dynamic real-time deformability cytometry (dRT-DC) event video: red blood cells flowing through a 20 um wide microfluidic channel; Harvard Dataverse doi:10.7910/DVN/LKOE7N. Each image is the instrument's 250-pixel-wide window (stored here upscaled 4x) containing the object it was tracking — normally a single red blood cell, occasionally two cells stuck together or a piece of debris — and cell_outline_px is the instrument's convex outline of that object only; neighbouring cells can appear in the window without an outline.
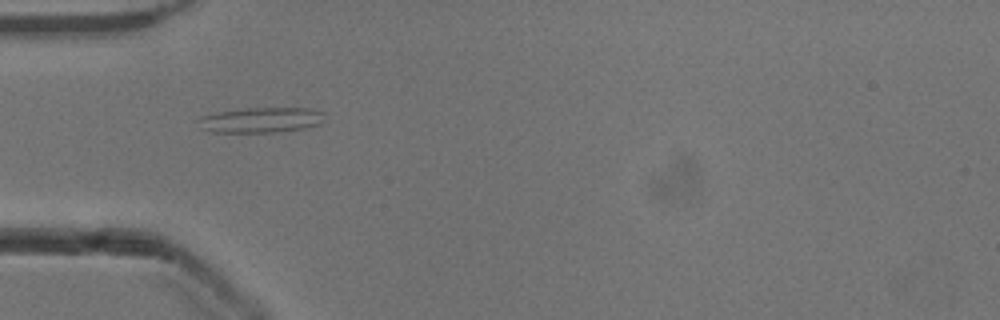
{"species": "common noctule bat (a hibernating species)", "species_latin": "Nyctalus noctula", "temperature_condition": "cold", "stored_images_in_passage": 37, "segment_of_instrument_passage": [1, 2], "camera_frame_rate_fps": 3000, "um_per_image_px": 0.085, "animal": {"sex": "male", "body_mass_g": 13.3}, "frame": {"image": 1, "passage_image": 1, "time_ms": 0.0, "image_size_px": [1000, 320], "cell_outline_px": [[324, 112], [320, 124], [304, 128], [276, 132], [212, 132], [204, 128], [200, 120], [200, 116], [216, 112], [248, 108], [308, 108]], "centroid_in_image_um": [22.22, 10.19], "position_along_channel_um": 62.8, "area_um2": 18.26}}
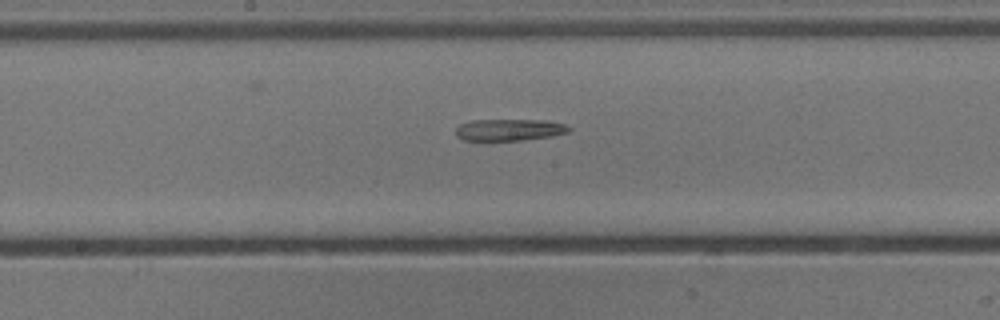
{"frame": {"image": 2, "passage_image": 12, "time_ms": 3.667, "image_size_px": [1000, 320], "cell_outline_px": [[572, 128], [568, 132], [552, 136], [520, 140], [464, 140], [456, 136], [456, 128], [460, 124], [472, 120], [548, 120], [564, 124]], "centroid_in_image_um": [43.3, 11.03], "position_along_channel_um": 204.9, "area_um2": 14.28}}
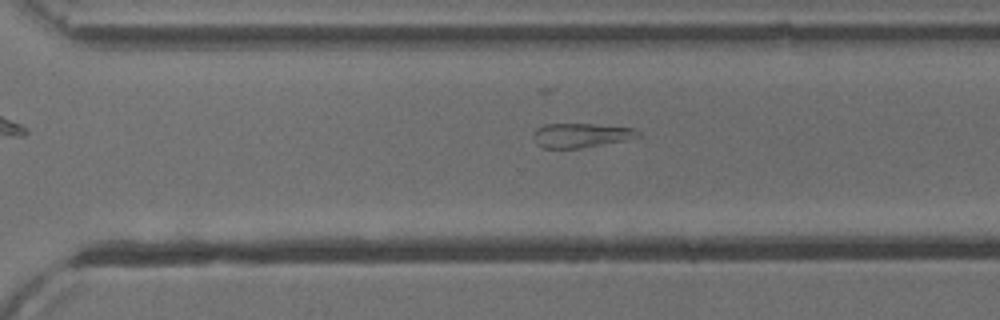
{"frame": {"image": 3, "passage_image": 21, "time_ms": 6.667, "image_size_px": [1000, 320], "cell_outline_px": [[640, 136], [624, 140], [580, 148], [544, 148], [536, 144], [532, 136], [532, 132], [536, 128], [544, 124], [596, 124], [636, 128], [640, 132]], "centroid_in_image_um": [49.34, 11.49], "position_along_channel_um": 321.3, "area_um2": 14.91}}